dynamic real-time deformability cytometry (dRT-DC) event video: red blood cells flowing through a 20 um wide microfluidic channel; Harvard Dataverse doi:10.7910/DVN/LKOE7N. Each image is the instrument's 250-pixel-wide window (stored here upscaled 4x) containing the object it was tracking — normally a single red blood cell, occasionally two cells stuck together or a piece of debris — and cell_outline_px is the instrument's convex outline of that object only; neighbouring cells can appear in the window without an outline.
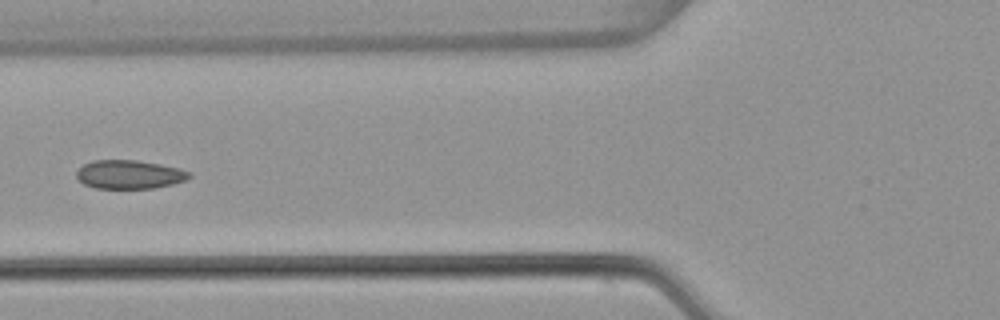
{"species": "common noctule bat (a hibernating species)", "species_latin": "Nyctalus noctula", "temperature_condition": "warm", "stored_images_in_passage": 6, "camera_frame_rate_fps": 3000, "um_per_image_px": 0.085, "animal": {"sex": "female", "body_mass_g": 22.7, "forearm_length_mm": 54.2}, "frame": {"image": 1, "passage_image": 6, "time_ms": 1.667, "image_size_px": [1000, 320], "cell_outline_px": [[192, 176], [184, 180], [172, 184], [156, 188], [96, 188], [84, 184], [76, 176], [76, 172], [84, 164], [92, 160], [136, 160], [160, 164], [180, 168], [192, 172]], "centroid_in_image_um": [11.02, 14.82], "position_along_channel_um": 114.8, "area_um2": 18.84}}